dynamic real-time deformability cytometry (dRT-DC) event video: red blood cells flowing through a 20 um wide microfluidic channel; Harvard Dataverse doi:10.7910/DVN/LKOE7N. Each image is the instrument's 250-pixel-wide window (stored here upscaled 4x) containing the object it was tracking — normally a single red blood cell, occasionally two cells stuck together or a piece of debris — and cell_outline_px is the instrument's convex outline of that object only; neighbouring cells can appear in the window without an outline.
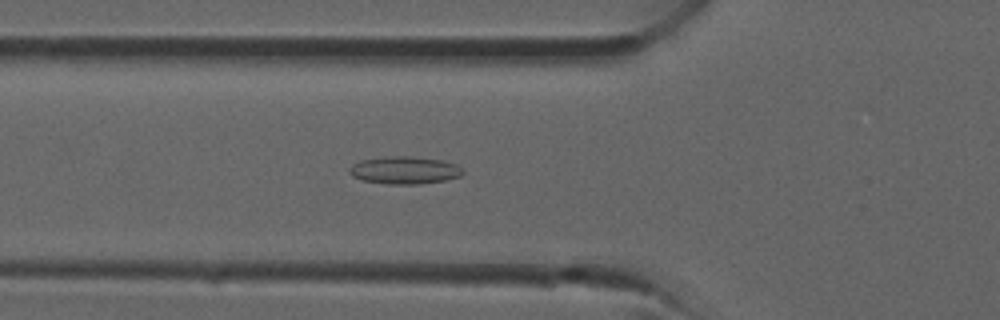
{"species": "common noctule bat (a hibernating species)", "species_latin": "Nyctalus noctula", "temperature_condition": "room temperature", "stored_images_in_passage": 36, "camera_frame_rate_fps": 3000, "um_per_image_px": 0.085, "animal": {"sex": "male", "forearm_length_mm": 52.5}, "frame": {"image": 1, "passage_image": 13, "time_ms": 4.0, "image_size_px": [1000, 320], "cell_outline_px": [[464, 172], [460, 176], [444, 180], [420, 184], [388, 184], [364, 180], [352, 176], [348, 172], [348, 168], [352, 164], [360, 160], [388, 156], [408, 156], [440, 160], [456, 164]], "centroid_in_image_um": [34.34, 14.46], "position_along_channel_um": 91.5, "area_um2": 18.09}}
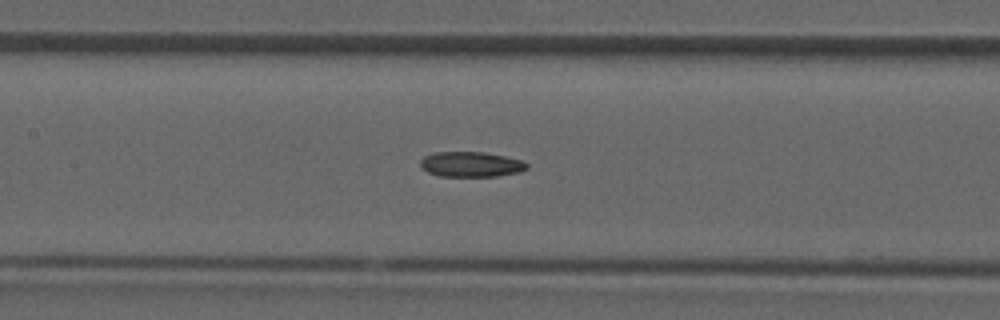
{"frame": {"image": 2, "passage_image": 17, "time_ms": 5.333, "image_size_px": [1000, 320], "cell_outline_px": [[528, 168], [520, 172], [496, 176], [440, 176], [428, 172], [420, 164], [420, 160], [424, 156], [436, 152], [484, 152], [524, 160], [528, 164]], "centroid_in_image_um": [40.07, 13.96], "position_along_channel_um": 167.3, "area_um2": 15.61}}
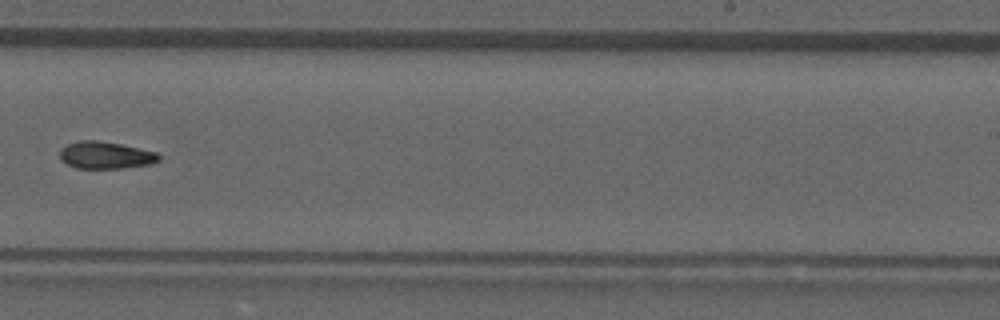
{"frame": {"image": 3, "passage_image": 23, "time_ms": 7.333, "image_size_px": [1000, 320], "cell_outline_px": [[160, 160], [152, 164], [124, 168], [76, 168], [68, 164], [60, 156], [60, 148], [68, 144], [80, 140], [96, 140], [120, 144], [156, 152], [160, 156]], "centroid_in_image_um": [8.99, 13.19], "position_along_channel_um": 280.0, "area_um2": 15.55}}